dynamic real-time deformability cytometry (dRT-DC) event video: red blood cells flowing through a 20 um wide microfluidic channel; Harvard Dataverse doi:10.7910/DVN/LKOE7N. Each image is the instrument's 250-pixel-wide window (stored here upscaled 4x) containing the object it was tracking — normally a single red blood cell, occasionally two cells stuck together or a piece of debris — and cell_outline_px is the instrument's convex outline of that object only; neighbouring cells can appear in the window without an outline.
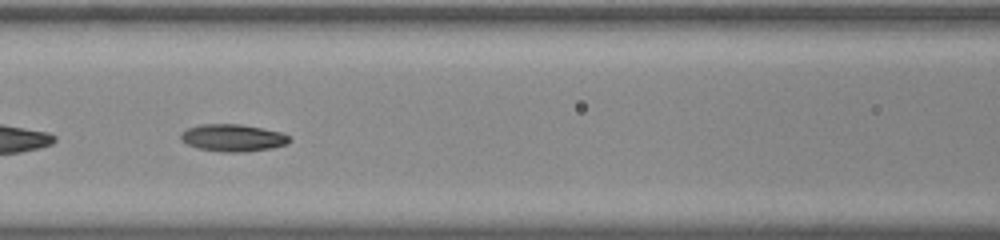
{"species": "common noctule bat (a hibernating species)", "species_latin": "Nyctalus noctula", "temperature_condition": "room temperature", "stored_images_in_passage": 37, "camera_frame_rate_fps": 3000, "um_per_image_px": 0.085, "animal": {"sex": "male", "body_mass_g": 20.0, "forearm_length_mm": 53.3}, "frame": {"image": 1, "passage_image": 11, "time_ms": 3.333, "image_size_px": [1000, 240], "cell_outline_px": [[292, 140], [288, 144], [272, 148], [244, 152], [224, 152], [196, 148], [180, 140], [180, 132], [188, 128], [200, 124], [240, 124], [280, 132], [288, 136]], "centroid_in_image_um": [19.77, 11.72], "position_along_channel_um": 146.8, "area_um2": 17.28}}
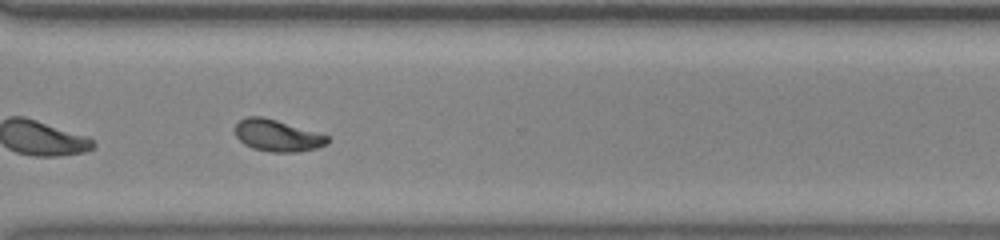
{"frame": {"image": 2, "passage_image": 27, "time_ms": 8.667, "image_size_px": [1000, 240], "cell_outline_px": [[328, 144], [316, 148], [296, 152], [272, 152], [252, 148], [244, 144], [236, 136], [236, 124], [240, 120], [248, 116], [264, 116], [328, 136]], "centroid_in_image_um": [23.55, 11.52], "position_along_channel_um": 347.0, "area_um2": 16.88}, "authors_computed_cell_mechanics": {"area_um2": 17.2822, "velocity_mm_per_s": 3.7524, "shape_relaxation_time_tau1_ms": 5.4782, "shape_relaxation_time_tau2_ms": 4.0463, "deformation_change_tau1": 0.181, "deformation_change_tau2": 0.0917}}